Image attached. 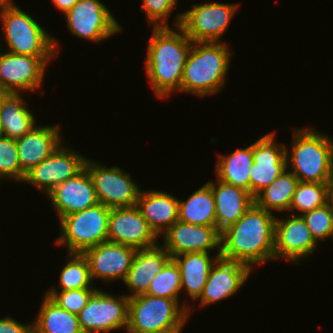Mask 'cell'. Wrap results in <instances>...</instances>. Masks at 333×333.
<instances>
[{
    "label": "cell",
    "instance_id": "41",
    "mask_svg": "<svg viewBox=\"0 0 333 333\" xmlns=\"http://www.w3.org/2000/svg\"><path fill=\"white\" fill-rule=\"evenodd\" d=\"M182 329H168L157 332H146V333H181ZM127 333H135V332H127Z\"/></svg>",
    "mask_w": 333,
    "mask_h": 333
},
{
    "label": "cell",
    "instance_id": "3",
    "mask_svg": "<svg viewBox=\"0 0 333 333\" xmlns=\"http://www.w3.org/2000/svg\"><path fill=\"white\" fill-rule=\"evenodd\" d=\"M225 42H193L182 76V92L205 97L222 90L230 67Z\"/></svg>",
    "mask_w": 333,
    "mask_h": 333
},
{
    "label": "cell",
    "instance_id": "2",
    "mask_svg": "<svg viewBox=\"0 0 333 333\" xmlns=\"http://www.w3.org/2000/svg\"><path fill=\"white\" fill-rule=\"evenodd\" d=\"M148 41L145 72L153 93L158 98L171 96L173 91L182 92L184 66L193 45L186 33L177 26L153 27Z\"/></svg>",
    "mask_w": 333,
    "mask_h": 333
},
{
    "label": "cell",
    "instance_id": "43",
    "mask_svg": "<svg viewBox=\"0 0 333 333\" xmlns=\"http://www.w3.org/2000/svg\"><path fill=\"white\" fill-rule=\"evenodd\" d=\"M5 0H0V6H1V4L4 2Z\"/></svg>",
    "mask_w": 333,
    "mask_h": 333
},
{
    "label": "cell",
    "instance_id": "4",
    "mask_svg": "<svg viewBox=\"0 0 333 333\" xmlns=\"http://www.w3.org/2000/svg\"><path fill=\"white\" fill-rule=\"evenodd\" d=\"M314 130L300 128L293 131L290 151L286 147V165L299 182L329 183L333 176V141Z\"/></svg>",
    "mask_w": 333,
    "mask_h": 333
},
{
    "label": "cell",
    "instance_id": "24",
    "mask_svg": "<svg viewBox=\"0 0 333 333\" xmlns=\"http://www.w3.org/2000/svg\"><path fill=\"white\" fill-rule=\"evenodd\" d=\"M212 189L216 207V227L222 232L238 221L255 203L250 192L234 185L216 180L207 182Z\"/></svg>",
    "mask_w": 333,
    "mask_h": 333
},
{
    "label": "cell",
    "instance_id": "13",
    "mask_svg": "<svg viewBox=\"0 0 333 333\" xmlns=\"http://www.w3.org/2000/svg\"><path fill=\"white\" fill-rule=\"evenodd\" d=\"M87 157L62 144L46 159L26 173L24 181L46 195L60 183L85 168Z\"/></svg>",
    "mask_w": 333,
    "mask_h": 333
},
{
    "label": "cell",
    "instance_id": "30",
    "mask_svg": "<svg viewBox=\"0 0 333 333\" xmlns=\"http://www.w3.org/2000/svg\"><path fill=\"white\" fill-rule=\"evenodd\" d=\"M285 169L270 185L263 189L255 198V204L273 213L289 212L293 194L298 185V178Z\"/></svg>",
    "mask_w": 333,
    "mask_h": 333
},
{
    "label": "cell",
    "instance_id": "10",
    "mask_svg": "<svg viewBox=\"0 0 333 333\" xmlns=\"http://www.w3.org/2000/svg\"><path fill=\"white\" fill-rule=\"evenodd\" d=\"M64 16L73 36L95 43L123 30L110 8L101 0H79Z\"/></svg>",
    "mask_w": 333,
    "mask_h": 333
},
{
    "label": "cell",
    "instance_id": "22",
    "mask_svg": "<svg viewBox=\"0 0 333 333\" xmlns=\"http://www.w3.org/2000/svg\"><path fill=\"white\" fill-rule=\"evenodd\" d=\"M171 259L170 254L160 244L151 248L137 249L131 267L123 281L129 288V291H131L127 296L130 298L145 294L155 275H157Z\"/></svg>",
    "mask_w": 333,
    "mask_h": 333
},
{
    "label": "cell",
    "instance_id": "14",
    "mask_svg": "<svg viewBox=\"0 0 333 333\" xmlns=\"http://www.w3.org/2000/svg\"><path fill=\"white\" fill-rule=\"evenodd\" d=\"M275 138L274 132H270L253 142L249 192L254 198L287 169L286 145L277 142Z\"/></svg>",
    "mask_w": 333,
    "mask_h": 333
},
{
    "label": "cell",
    "instance_id": "21",
    "mask_svg": "<svg viewBox=\"0 0 333 333\" xmlns=\"http://www.w3.org/2000/svg\"><path fill=\"white\" fill-rule=\"evenodd\" d=\"M61 130L58 124L37 125L22 137L15 139L21 170L25 174L64 143V138L60 135Z\"/></svg>",
    "mask_w": 333,
    "mask_h": 333
},
{
    "label": "cell",
    "instance_id": "17",
    "mask_svg": "<svg viewBox=\"0 0 333 333\" xmlns=\"http://www.w3.org/2000/svg\"><path fill=\"white\" fill-rule=\"evenodd\" d=\"M137 249L128 245L105 241L83 252L89 263L92 281L125 280Z\"/></svg>",
    "mask_w": 333,
    "mask_h": 333
},
{
    "label": "cell",
    "instance_id": "32",
    "mask_svg": "<svg viewBox=\"0 0 333 333\" xmlns=\"http://www.w3.org/2000/svg\"><path fill=\"white\" fill-rule=\"evenodd\" d=\"M328 202V183L298 182L288 213L291 212L292 215H296L295 210H298L301 212L298 213L301 216Z\"/></svg>",
    "mask_w": 333,
    "mask_h": 333
},
{
    "label": "cell",
    "instance_id": "35",
    "mask_svg": "<svg viewBox=\"0 0 333 333\" xmlns=\"http://www.w3.org/2000/svg\"><path fill=\"white\" fill-rule=\"evenodd\" d=\"M314 240L333 239V206L330 202L303 215Z\"/></svg>",
    "mask_w": 333,
    "mask_h": 333
},
{
    "label": "cell",
    "instance_id": "6",
    "mask_svg": "<svg viewBox=\"0 0 333 333\" xmlns=\"http://www.w3.org/2000/svg\"><path fill=\"white\" fill-rule=\"evenodd\" d=\"M180 304L177 300L146 294L130 297L126 332L183 329L193 309L188 303Z\"/></svg>",
    "mask_w": 333,
    "mask_h": 333
},
{
    "label": "cell",
    "instance_id": "34",
    "mask_svg": "<svg viewBox=\"0 0 333 333\" xmlns=\"http://www.w3.org/2000/svg\"><path fill=\"white\" fill-rule=\"evenodd\" d=\"M26 174L21 170L15 139L0 136V180L24 181ZM2 183H0L1 185Z\"/></svg>",
    "mask_w": 333,
    "mask_h": 333
},
{
    "label": "cell",
    "instance_id": "7",
    "mask_svg": "<svg viewBox=\"0 0 333 333\" xmlns=\"http://www.w3.org/2000/svg\"><path fill=\"white\" fill-rule=\"evenodd\" d=\"M110 209L101 203L83 211L68 214L60 222L56 244L67 246L68 253H83L86 249L108 241Z\"/></svg>",
    "mask_w": 333,
    "mask_h": 333
},
{
    "label": "cell",
    "instance_id": "5",
    "mask_svg": "<svg viewBox=\"0 0 333 333\" xmlns=\"http://www.w3.org/2000/svg\"><path fill=\"white\" fill-rule=\"evenodd\" d=\"M0 21L8 52L34 57L58 56V40L12 0L1 4Z\"/></svg>",
    "mask_w": 333,
    "mask_h": 333
},
{
    "label": "cell",
    "instance_id": "25",
    "mask_svg": "<svg viewBox=\"0 0 333 333\" xmlns=\"http://www.w3.org/2000/svg\"><path fill=\"white\" fill-rule=\"evenodd\" d=\"M210 253L189 252L173 257L180 269V280L182 291L186 290L188 296L198 301L212 266L221 257V252L214 259Z\"/></svg>",
    "mask_w": 333,
    "mask_h": 333
},
{
    "label": "cell",
    "instance_id": "28",
    "mask_svg": "<svg viewBox=\"0 0 333 333\" xmlns=\"http://www.w3.org/2000/svg\"><path fill=\"white\" fill-rule=\"evenodd\" d=\"M253 164V143L238 148L231 154L219 155L216 162V178L249 192V170Z\"/></svg>",
    "mask_w": 333,
    "mask_h": 333
},
{
    "label": "cell",
    "instance_id": "36",
    "mask_svg": "<svg viewBox=\"0 0 333 333\" xmlns=\"http://www.w3.org/2000/svg\"><path fill=\"white\" fill-rule=\"evenodd\" d=\"M97 288L74 289L67 291H59L56 287L46 291V295L54 301L60 308L78 315L86 306L91 294Z\"/></svg>",
    "mask_w": 333,
    "mask_h": 333
},
{
    "label": "cell",
    "instance_id": "27",
    "mask_svg": "<svg viewBox=\"0 0 333 333\" xmlns=\"http://www.w3.org/2000/svg\"><path fill=\"white\" fill-rule=\"evenodd\" d=\"M178 221L216 226L215 198L207 182L192 193L186 201L179 199Z\"/></svg>",
    "mask_w": 333,
    "mask_h": 333
},
{
    "label": "cell",
    "instance_id": "37",
    "mask_svg": "<svg viewBox=\"0 0 333 333\" xmlns=\"http://www.w3.org/2000/svg\"><path fill=\"white\" fill-rule=\"evenodd\" d=\"M141 12L146 13L149 25L169 27L168 19L178 0H142Z\"/></svg>",
    "mask_w": 333,
    "mask_h": 333
},
{
    "label": "cell",
    "instance_id": "20",
    "mask_svg": "<svg viewBox=\"0 0 333 333\" xmlns=\"http://www.w3.org/2000/svg\"><path fill=\"white\" fill-rule=\"evenodd\" d=\"M46 196L56 209L59 220L99 203L92 178L86 168L57 185Z\"/></svg>",
    "mask_w": 333,
    "mask_h": 333
},
{
    "label": "cell",
    "instance_id": "19",
    "mask_svg": "<svg viewBox=\"0 0 333 333\" xmlns=\"http://www.w3.org/2000/svg\"><path fill=\"white\" fill-rule=\"evenodd\" d=\"M252 269L241 262L219 258L212 266L200 296L201 307L233 296L249 279Z\"/></svg>",
    "mask_w": 333,
    "mask_h": 333
},
{
    "label": "cell",
    "instance_id": "15",
    "mask_svg": "<svg viewBox=\"0 0 333 333\" xmlns=\"http://www.w3.org/2000/svg\"><path fill=\"white\" fill-rule=\"evenodd\" d=\"M158 236L150 228L138 207L112 208L109 213L108 241L135 249L156 246Z\"/></svg>",
    "mask_w": 333,
    "mask_h": 333
},
{
    "label": "cell",
    "instance_id": "39",
    "mask_svg": "<svg viewBox=\"0 0 333 333\" xmlns=\"http://www.w3.org/2000/svg\"><path fill=\"white\" fill-rule=\"evenodd\" d=\"M78 1L79 0H52L56 9L61 11L63 14L68 12L73 7V5Z\"/></svg>",
    "mask_w": 333,
    "mask_h": 333
},
{
    "label": "cell",
    "instance_id": "31",
    "mask_svg": "<svg viewBox=\"0 0 333 333\" xmlns=\"http://www.w3.org/2000/svg\"><path fill=\"white\" fill-rule=\"evenodd\" d=\"M62 268L58 282L60 291L96 288L92 286L89 263L83 253H67V264Z\"/></svg>",
    "mask_w": 333,
    "mask_h": 333
},
{
    "label": "cell",
    "instance_id": "16",
    "mask_svg": "<svg viewBox=\"0 0 333 333\" xmlns=\"http://www.w3.org/2000/svg\"><path fill=\"white\" fill-rule=\"evenodd\" d=\"M163 241L162 246L172 258L189 252H221V232L216 226L177 221L163 234Z\"/></svg>",
    "mask_w": 333,
    "mask_h": 333
},
{
    "label": "cell",
    "instance_id": "9",
    "mask_svg": "<svg viewBox=\"0 0 333 333\" xmlns=\"http://www.w3.org/2000/svg\"><path fill=\"white\" fill-rule=\"evenodd\" d=\"M129 297L96 289L78 314L83 333H109L128 327Z\"/></svg>",
    "mask_w": 333,
    "mask_h": 333
},
{
    "label": "cell",
    "instance_id": "11",
    "mask_svg": "<svg viewBox=\"0 0 333 333\" xmlns=\"http://www.w3.org/2000/svg\"><path fill=\"white\" fill-rule=\"evenodd\" d=\"M89 172L99 203L108 208L132 207L137 204L141 191L131 175L118 166L107 167L87 158Z\"/></svg>",
    "mask_w": 333,
    "mask_h": 333
},
{
    "label": "cell",
    "instance_id": "18",
    "mask_svg": "<svg viewBox=\"0 0 333 333\" xmlns=\"http://www.w3.org/2000/svg\"><path fill=\"white\" fill-rule=\"evenodd\" d=\"M292 216L285 220L276 217L274 260L282 257L299 264L300 260L314 254L318 243L314 240L303 217L298 214Z\"/></svg>",
    "mask_w": 333,
    "mask_h": 333
},
{
    "label": "cell",
    "instance_id": "42",
    "mask_svg": "<svg viewBox=\"0 0 333 333\" xmlns=\"http://www.w3.org/2000/svg\"><path fill=\"white\" fill-rule=\"evenodd\" d=\"M6 93L4 92V90L2 89L1 85H0V100L1 98L5 95Z\"/></svg>",
    "mask_w": 333,
    "mask_h": 333
},
{
    "label": "cell",
    "instance_id": "8",
    "mask_svg": "<svg viewBox=\"0 0 333 333\" xmlns=\"http://www.w3.org/2000/svg\"><path fill=\"white\" fill-rule=\"evenodd\" d=\"M204 2L177 14L174 25L179 26L192 42H222L219 39L240 6L237 3Z\"/></svg>",
    "mask_w": 333,
    "mask_h": 333
},
{
    "label": "cell",
    "instance_id": "29",
    "mask_svg": "<svg viewBox=\"0 0 333 333\" xmlns=\"http://www.w3.org/2000/svg\"><path fill=\"white\" fill-rule=\"evenodd\" d=\"M33 322V333H83L78 315L60 308L46 294Z\"/></svg>",
    "mask_w": 333,
    "mask_h": 333
},
{
    "label": "cell",
    "instance_id": "38",
    "mask_svg": "<svg viewBox=\"0 0 333 333\" xmlns=\"http://www.w3.org/2000/svg\"><path fill=\"white\" fill-rule=\"evenodd\" d=\"M0 333H33V323H20L6 316L0 318Z\"/></svg>",
    "mask_w": 333,
    "mask_h": 333
},
{
    "label": "cell",
    "instance_id": "12",
    "mask_svg": "<svg viewBox=\"0 0 333 333\" xmlns=\"http://www.w3.org/2000/svg\"><path fill=\"white\" fill-rule=\"evenodd\" d=\"M3 46L0 45V49ZM0 50V85L5 93H32L40 89L47 64L56 57H34ZM23 91V92H22Z\"/></svg>",
    "mask_w": 333,
    "mask_h": 333
},
{
    "label": "cell",
    "instance_id": "26",
    "mask_svg": "<svg viewBox=\"0 0 333 333\" xmlns=\"http://www.w3.org/2000/svg\"><path fill=\"white\" fill-rule=\"evenodd\" d=\"M21 94L6 93L0 100L2 135L17 139L35 127V116L25 104Z\"/></svg>",
    "mask_w": 333,
    "mask_h": 333
},
{
    "label": "cell",
    "instance_id": "33",
    "mask_svg": "<svg viewBox=\"0 0 333 333\" xmlns=\"http://www.w3.org/2000/svg\"><path fill=\"white\" fill-rule=\"evenodd\" d=\"M181 292L180 269L176 262L171 259L164 268L155 275L145 294L180 302L179 297Z\"/></svg>",
    "mask_w": 333,
    "mask_h": 333
},
{
    "label": "cell",
    "instance_id": "40",
    "mask_svg": "<svg viewBox=\"0 0 333 333\" xmlns=\"http://www.w3.org/2000/svg\"><path fill=\"white\" fill-rule=\"evenodd\" d=\"M328 184H329V202L333 206V176Z\"/></svg>",
    "mask_w": 333,
    "mask_h": 333
},
{
    "label": "cell",
    "instance_id": "1",
    "mask_svg": "<svg viewBox=\"0 0 333 333\" xmlns=\"http://www.w3.org/2000/svg\"><path fill=\"white\" fill-rule=\"evenodd\" d=\"M276 216L255 203L221 232V258L252 267L274 260Z\"/></svg>",
    "mask_w": 333,
    "mask_h": 333
},
{
    "label": "cell",
    "instance_id": "23",
    "mask_svg": "<svg viewBox=\"0 0 333 333\" xmlns=\"http://www.w3.org/2000/svg\"><path fill=\"white\" fill-rule=\"evenodd\" d=\"M136 206L159 237L178 221L179 198L168 192L141 190Z\"/></svg>",
    "mask_w": 333,
    "mask_h": 333
},
{
    "label": "cell",
    "instance_id": "44",
    "mask_svg": "<svg viewBox=\"0 0 333 333\" xmlns=\"http://www.w3.org/2000/svg\"><path fill=\"white\" fill-rule=\"evenodd\" d=\"M2 135L1 125H0V136Z\"/></svg>",
    "mask_w": 333,
    "mask_h": 333
}]
</instances>
